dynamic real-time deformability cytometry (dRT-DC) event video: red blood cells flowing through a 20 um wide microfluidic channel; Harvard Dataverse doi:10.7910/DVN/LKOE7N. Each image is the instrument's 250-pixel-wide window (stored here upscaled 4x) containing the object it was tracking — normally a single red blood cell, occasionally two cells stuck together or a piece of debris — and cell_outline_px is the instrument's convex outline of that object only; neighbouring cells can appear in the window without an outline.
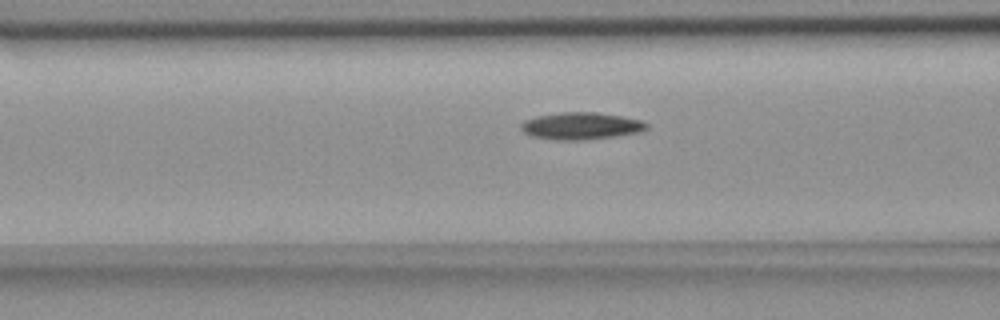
{"species": "common noctule bat (a hibernating species)", "species_latin": "Nyctalus noctula", "temperature_condition": "room temperature", "stored_images_in_passage": 35, "camera_frame_rate_fps": 3000, "um_per_image_px": 0.085, "animal": {"sex": "female", "body_mass_g": 18.4}, "frame": {"image": 1, "passage_image": 12, "time_ms": 3.667, "image_size_px": [1000, 320], "cell_outline_px": [[648, 128], [640, 132], [612, 136], [580, 140], [556, 140], [532, 136], [524, 132], [520, 128], [520, 124], [524, 120], [536, 116], [560, 112], [596, 112], [620, 116], [640, 120], [648, 124]], "centroid_in_image_um": [49.35, 10.7], "position_along_channel_um": 117.3, "area_um2": 19.71}}
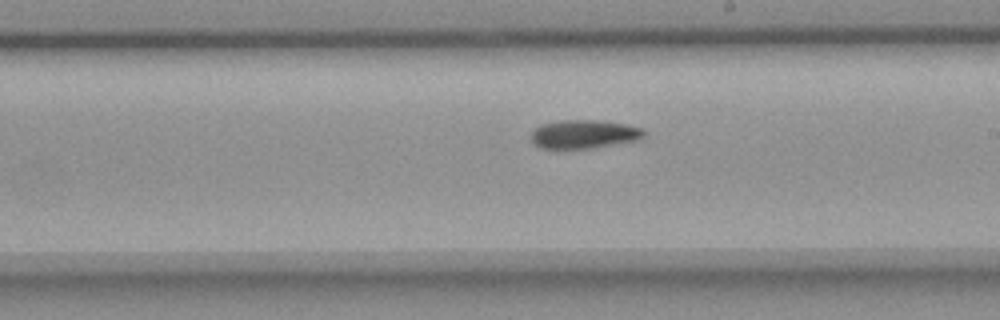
{"frame": {"image": 2, "passage_image": 22, "time_ms": 7.0, "image_size_px": [1000, 320], "cell_outline_px": [[644, 136], [640, 140], [592, 148], [540, 148], [532, 140], [532, 128], [540, 124], [556, 120], [596, 120], [624, 124], [640, 128], [644, 132]], "centroid_in_image_um": [49.61, 11.39], "position_along_channel_um": 239.4, "area_um2": 18.79}}
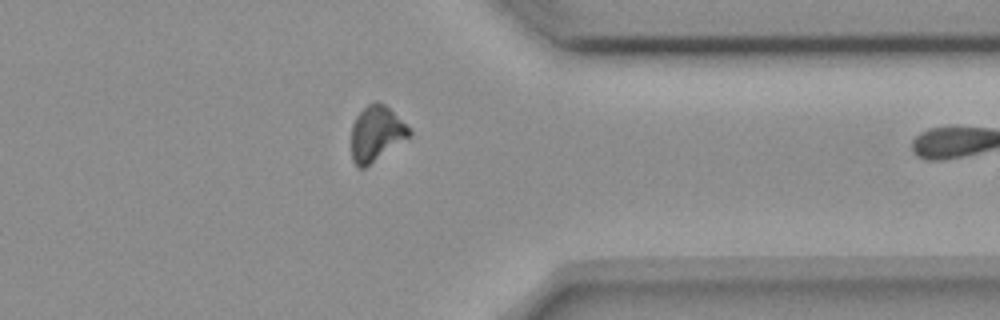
{"frame": {"image": 3, "passage_image": 34, "time_ms": 11.0, "image_size_px": [1000, 320], "cell_outline_px": [[412, 136], [364, 168], [360, 168], [352, 160], [352, 124], [356, 116], [368, 104], [376, 100], [384, 104], [412, 132]], "centroid_in_image_um": [31.98, 11.36], "position_along_channel_um": 379.4, "area_um2": 18.38}}